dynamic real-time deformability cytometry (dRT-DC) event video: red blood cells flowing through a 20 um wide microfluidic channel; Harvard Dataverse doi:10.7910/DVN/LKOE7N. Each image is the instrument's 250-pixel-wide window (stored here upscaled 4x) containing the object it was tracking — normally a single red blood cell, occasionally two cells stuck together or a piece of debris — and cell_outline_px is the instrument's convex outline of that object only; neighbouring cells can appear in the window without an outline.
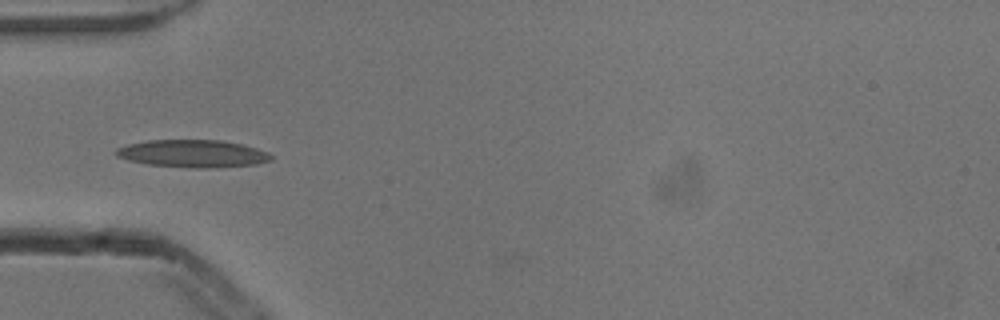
{"species": "common noctule bat (a hibernating species)", "species_latin": "Nyctalus noctula", "temperature_condition": "cold", "stored_images_in_passage": 4, "camera_frame_rate_fps": 3000, "um_per_image_px": 0.085, "animal": {"sex": "male", "body_mass_g": 13.3}, "frame": {"image": 1, "passage_image": 4, "time_ms": 1.0, "image_size_px": [1000, 320], "cell_outline_px": [[272, 160], [256, 164], [208, 168], [192, 168], [148, 164], [128, 160], [116, 156], [116, 148], [128, 144], [148, 140], [220, 140], [240, 144], [256, 148], [268, 152], [272, 156]], "centroid_in_image_um": [16.38, 13.05], "position_along_channel_um": 68.6, "area_um2": 24.74}}